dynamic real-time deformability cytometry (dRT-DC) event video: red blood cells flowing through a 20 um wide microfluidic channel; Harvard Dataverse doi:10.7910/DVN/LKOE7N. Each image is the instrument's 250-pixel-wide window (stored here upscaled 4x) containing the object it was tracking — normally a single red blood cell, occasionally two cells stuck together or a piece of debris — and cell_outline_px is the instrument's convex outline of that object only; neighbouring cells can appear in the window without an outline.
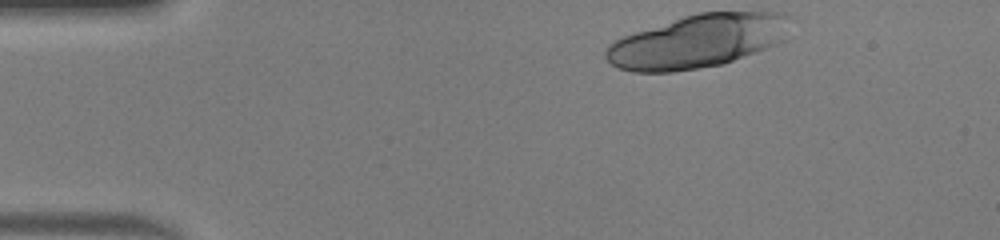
{"species": "human", "species_latin": "Homo sapiens", "temperature_condition": "warm", "stored_images_in_passage": 18, "camera_frame_rate_fps": 3000, "um_per_image_px": 0.085, "donor": {"sex": "male"}, "frame": {"image": 1, "passage_image": 1, "time_ms": 0.0, "image_size_px": [1000, 240], "cell_outline_px": [[796, 20], [784, 40], [724, 64], [672, 72], [632, 72], [620, 68], [612, 64], [604, 56], [604, 52], [608, 44], [624, 36], [684, 16], [700, 12], [784, 12], [796, 16]], "centroid_in_image_um": [59.39, 3.48], "position_along_channel_um": 25.6, "area_um2": 57.45}}